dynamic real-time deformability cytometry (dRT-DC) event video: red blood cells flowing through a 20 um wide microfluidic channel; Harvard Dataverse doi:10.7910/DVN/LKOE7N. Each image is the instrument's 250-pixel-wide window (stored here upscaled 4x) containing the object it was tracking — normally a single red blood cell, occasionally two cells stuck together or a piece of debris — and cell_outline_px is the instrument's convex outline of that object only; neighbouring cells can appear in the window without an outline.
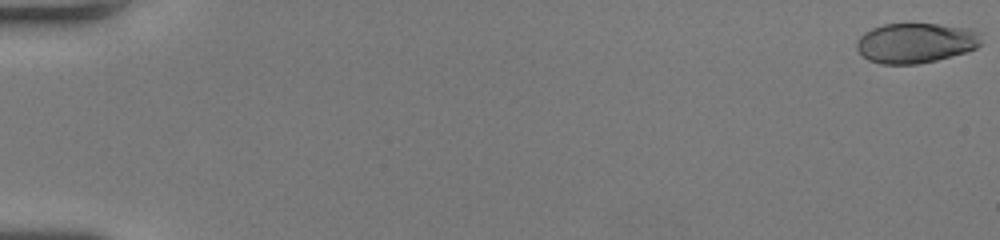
{"species": "human", "species_latin": "Homo sapiens", "temperature_condition": "room temperature", "stored_images_in_passage": 54, "camera_frame_rate_fps": 3000, "um_per_image_px": 0.085, "donor": {"sex": "female"}, "frame": {"image": 1, "passage_image": 1, "time_ms": 0.0, "image_size_px": [1000, 240], "cell_outline_px": [[980, 44], [976, 48], [968, 52], [936, 60], [916, 64], [880, 64], [868, 60], [856, 48], [856, 40], [864, 32], [872, 28], [884, 24], [940, 24], [972, 28], [980, 32]], "centroid_in_image_um": [77.85, 3.64], "position_along_channel_um": 7.2, "area_um2": 29.3}}
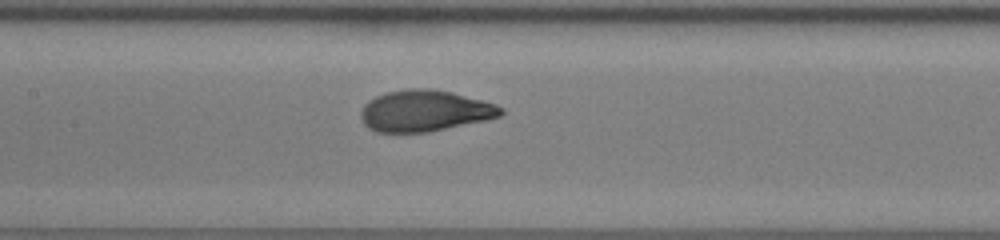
{"frame": {"image": 2, "passage_image": 28, "time_ms": 9.0, "image_size_px": [1000, 240], "cell_outline_px": [[504, 112], [500, 116], [484, 120], [428, 132], [376, 132], [368, 128], [364, 124], [360, 116], [360, 112], [364, 104], [368, 100], [384, 92], [408, 88], [432, 88], [452, 92], [496, 104], [504, 108]], "centroid_in_image_um": [36.07, 9.41], "position_along_channel_um": 171.3, "area_um2": 33.81}}
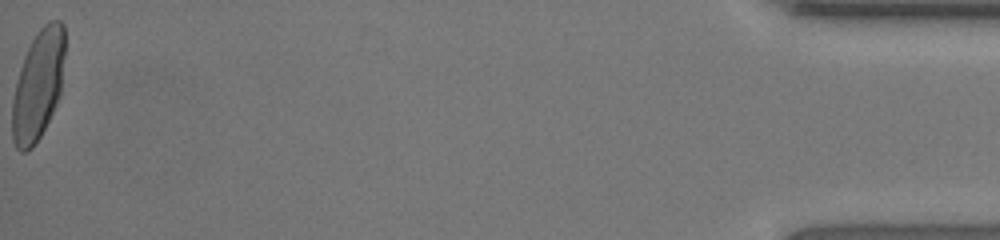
{"frame": {"image": 3, "passage_image": 54, "time_ms": 17.667, "image_size_px": [1000, 240], "cell_outline_px": [[64, 56], [60, 92], [56, 104], [40, 136], [32, 148], [24, 152], [20, 152], [16, 148], [12, 140], [12, 100], [20, 68], [28, 48], [36, 32], [48, 20], [60, 20], [64, 24]], "centroid_in_image_um": [3.23, 7.22], "position_along_channel_um": 432.0, "area_um2": 33.47}, "authors_computed_cell_mechanics": {"area_um2": 33.0905, "velocity_mm_per_s": 4.0867, "shape_relaxation_time_tau1_ms": 3.1898, "shape_relaxation_time_tau2_ms": null, "deformation_change_tau1": 0.2084, "deformation_change_tau2": null}}